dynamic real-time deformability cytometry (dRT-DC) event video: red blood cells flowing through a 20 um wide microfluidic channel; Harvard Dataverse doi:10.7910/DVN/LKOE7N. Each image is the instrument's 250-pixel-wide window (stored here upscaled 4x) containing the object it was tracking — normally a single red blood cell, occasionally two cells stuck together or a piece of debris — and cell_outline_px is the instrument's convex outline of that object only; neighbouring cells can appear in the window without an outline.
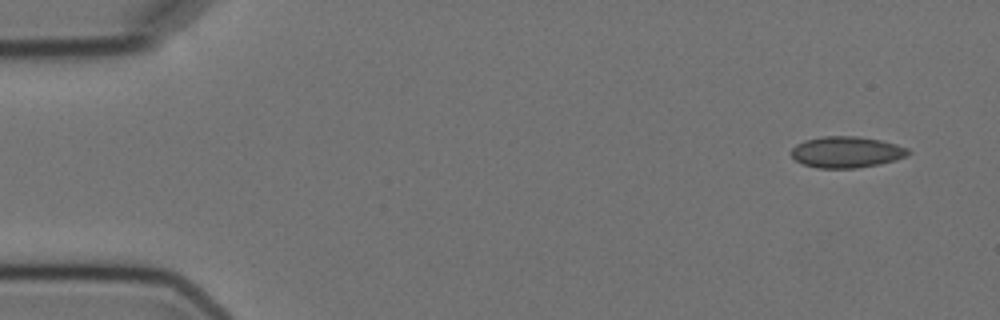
{"species": "Egyptian fruit bat (a non-hibernating species)", "species_latin": "Rousettus aegyptiacus", "temperature_condition": "cold", "stored_images_in_passage": 6, "camera_frame_rate_fps": 3000, "um_per_image_px": 0.085, "animal": {"sex": "female"}, "frame": {"image": 1, "passage_image": 1, "time_ms": 0.0, "image_size_px": [1000, 320], "cell_outline_px": [[912, 152], [896, 160], [880, 164], [856, 168], [816, 168], [804, 164], [796, 160], [792, 156], [792, 148], [796, 144], [804, 140], [824, 136], [856, 136], [880, 140], [896, 144], [908, 148]], "centroid_in_image_um": [71.96, 12.92], "position_along_channel_um": 13.0, "area_um2": 21.27}}
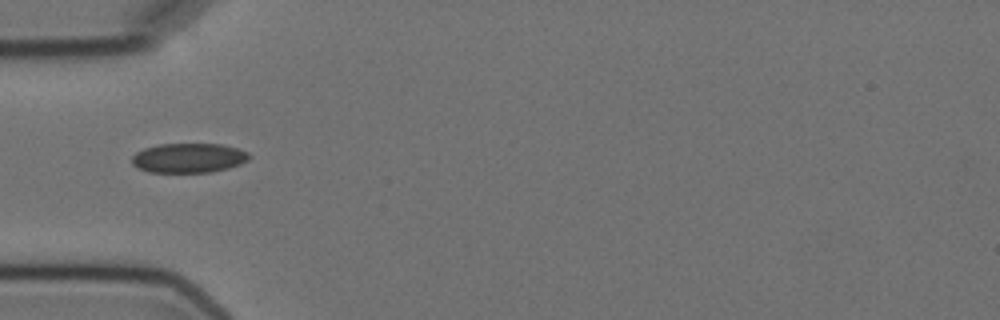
{"frame": {"image": 2, "passage_image": 5, "time_ms": 4.667, "image_size_px": [1000, 320], "cell_outline_px": [[252, 156], [248, 160], [240, 164], [228, 168], [212, 172], [148, 172], [136, 168], [132, 164], [132, 156], [136, 152], [144, 148], [160, 144], [220, 144], [236, 148], [248, 152]], "centroid_in_image_um": [16.02, 13.43], "position_along_channel_um": 69.0, "area_um2": 20.29}}
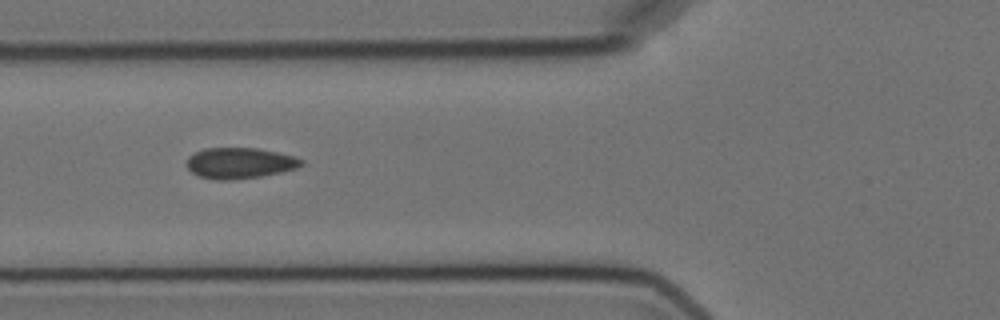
{"frame": {"image": 3, "passage_image": 6, "time_ms": 5.667, "image_size_px": [1000, 320], "cell_outline_px": [[304, 164], [296, 168], [280, 172], [260, 176], [228, 180], [216, 180], [200, 176], [192, 172], [188, 168], [188, 156], [204, 148], [256, 148], [276, 152], [292, 156], [304, 160]], "centroid_in_image_um": [20.38, 13.86], "position_along_channel_um": 105.4, "area_um2": 20.35}}